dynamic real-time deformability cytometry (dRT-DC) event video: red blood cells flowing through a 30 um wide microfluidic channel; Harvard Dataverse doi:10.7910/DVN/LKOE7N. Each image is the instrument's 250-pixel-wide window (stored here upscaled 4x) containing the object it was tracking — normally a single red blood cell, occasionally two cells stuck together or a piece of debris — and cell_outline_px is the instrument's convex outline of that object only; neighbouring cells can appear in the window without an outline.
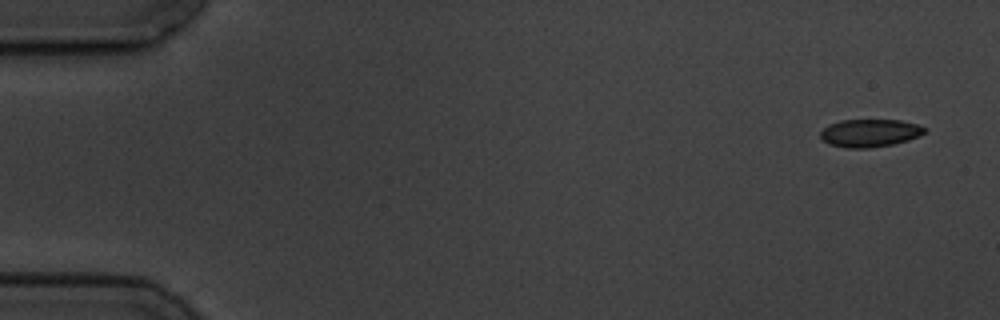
{"species": "common noctule bat (a hibernating species)", "species_latin": "Nyctalus noctula", "temperature_condition": "cold", "stored_images_in_passage": 5, "camera_frame_rate_fps": 3000, "um_per_image_px": 0.085, "animal": {"sex": "male", "body_mass_g": 19.5, "forearm_length_mm": 54.6}, "frame": {"image": 1, "passage_image": 1, "time_ms": 0.0, "image_size_px": [1000, 320], "cell_outline_px": [[928, 132], [920, 136], [908, 140], [892, 144], [868, 148], [844, 148], [828, 144], [820, 136], [820, 132], [828, 124], [840, 120], [900, 120], [916, 124], [928, 128]], "centroid_in_image_um": [73.95, 11.3], "position_along_channel_um": 11.0, "area_um2": 17.05}}
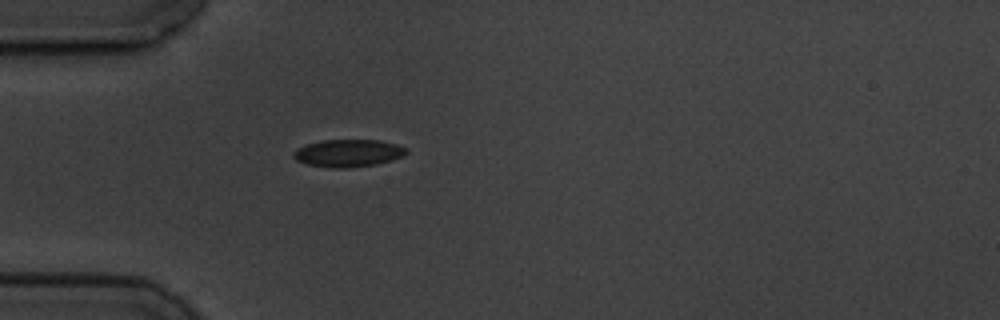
{"frame": {"image": 2, "passage_image": 5, "time_ms": 4.667, "image_size_px": [1000, 320], "cell_outline_px": [[408, 152], [404, 156], [392, 160], [376, 164], [348, 168], [332, 168], [308, 164], [296, 160], [292, 156], [292, 152], [296, 148], [308, 144], [324, 140], [380, 140], [396, 144], [404, 148]], "centroid_in_image_um": [29.58, 13.02], "position_along_channel_um": 55.4, "area_um2": 18.03}}